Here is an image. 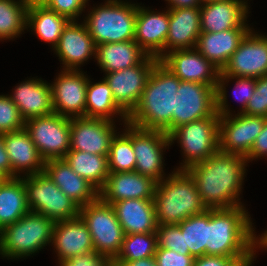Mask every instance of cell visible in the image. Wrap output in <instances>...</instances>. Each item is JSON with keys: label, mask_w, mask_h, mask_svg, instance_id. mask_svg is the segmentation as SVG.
<instances>
[{"label": "cell", "mask_w": 267, "mask_h": 266, "mask_svg": "<svg viewBox=\"0 0 267 266\" xmlns=\"http://www.w3.org/2000/svg\"><path fill=\"white\" fill-rule=\"evenodd\" d=\"M118 0L93 8L84 24L95 45L134 40L137 7Z\"/></svg>", "instance_id": "cell-6"}, {"label": "cell", "mask_w": 267, "mask_h": 266, "mask_svg": "<svg viewBox=\"0 0 267 266\" xmlns=\"http://www.w3.org/2000/svg\"><path fill=\"white\" fill-rule=\"evenodd\" d=\"M90 82L88 80L86 89L85 117L113 121L112 116L118 113L126 124L128 115L114 101L112 90L106 80L103 79L95 84Z\"/></svg>", "instance_id": "cell-34"}, {"label": "cell", "mask_w": 267, "mask_h": 266, "mask_svg": "<svg viewBox=\"0 0 267 266\" xmlns=\"http://www.w3.org/2000/svg\"><path fill=\"white\" fill-rule=\"evenodd\" d=\"M21 179L26 188L30 211L40 213L55 222L79 216L80 207L44 171Z\"/></svg>", "instance_id": "cell-7"}, {"label": "cell", "mask_w": 267, "mask_h": 266, "mask_svg": "<svg viewBox=\"0 0 267 266\" xmlns=\"http://www.w3.org/2000/svg\"><path fill=\"white\" fill-rule=\"evenodd\" d=\"M69 22L67 17L47 8L42 3H33L28 6L26 26L34 30L41 40L52 43L54 48Z\"/></svg>", "instance_id": "cell-32"}, {"label": "cell", "mask_w": 267, "mask_h": 266, "mask_svg": "<svg viewBox=\"0 0 267 266\" xmlns=\"http://www.w3.org/2000/svg\"><path fill=\"white\" fill-rule=\"evenodd\" d=\"M154 257L158 266H193L195 260L190 254H180L158 246Z\"/></svg>", "instance_id": "cell-44"}, {"label": "cell", "mask_w": 267, "mask_h": 266, "mask_svg": "<svg viewBox=\"0 0 267 266\" xmlns=\"http://www.w3.org/2000/svg\"><path fill=\"white\" fill-rule=\"evenodd\" d=\"M216 85L180 81L175 94L172 131L180 125L198 121L216 112Z\"/></svg>", "instance_id": "cell-11"}, {"label": "cell", "mask_w": 267, "mask_h": 266, "mask_svg": "<svg viewBox=\"0 0 267 266\" xmlns=\"http://www.w3.org/2000/svg\"><path fill=\"white\" fill-rule=\"evenodd\" d=\"M267 155V117L265 118V125L261 133L255 139V142L250 152L245 156L246 160H254V158Z\"/></svg>", "instance_id": "cell-47"}, {"label": "cell", "mask_w": 267, "mask_h": 266, "mask_svg": "<svg viewBox=\"0 0 267 266\" xmlns=\"http://www.w3.org/2000/svg\"><path fill=\"white\" fill-rule=\"evenodd\" d=\"M87 2L88 0H44L42 4L67 17L70 21H75V18L82 13Z\"/></svg>", "instance_id": "cell-43"}, {"label": "cell", "mask_w": 267, "mask_h": 266, "mask_svg": "<svg viewBox=\"0 0 267 266\" xmlns=\"http://www.w3.org/2000/svg\"><path fill=\"white\" fill-rule=\"evenodd\" d=\"M30 211L21 177L7 178L0 184V231Z\"/></svg>", "instance_id": "cell-31"}, {"label": "cell", "mask_w": 267, "mask_h": 266, "mask_svg": "<svg viewBox=\"0 0 267 266\" xmlns=\"http://www.w3.org/2000/svg\"><path fill=\"white\" fill-rule=\"evenodd\" d=\"M157 248V234L134 233L127 234L121 249L113 261H133L154 256Z\"/></svg>", "instance_id": "cell-38"}, {"label": "cell", "mask_w": 267, "mask_h": 266, "mask_svg": "<svg viewBox=\"0 0 267 266\" xmlns=\"http://www.w3.org/2000/svg\"><path fill=\"white\" fill-rule=\"evenodd\" d=\"M113 264L114 266H158L154 256L133 261H113Z\"/></svg>", "instance_id": "cell-49"}, {"label": "cell", "mask_w": 267, "mask_h": 266, "mask_svg": "<svg viewBox=\"0 0 267 266\" xmlns=\"http://www.w3.org/2000/svg\"><path fill=\"white\" fill-rule=\"evenodd\" d=\"M7 177L0 171V184L3 183Z\"/></svg>", "instance_id": "cell-54"}, {"label": "cell", "mask_w": 267, "mask_h": 266, "mask_svg": "<svg viewBox=\"0 0 267 266\" xmlns=\"http://www.w3.org/2000/svg\"><path fill=\"white\" fill-rule=\"evenodd\" d=\"M25 121L10 96L0 95V133L16 132L24 129Z\"/></svg>", "instance_id": "cell-40"}, {"label": "cell", "mask_w": 267, "mask_h": 266, "mask_svg": "<svg viewBox=\"0 0 267 266\" xmlns=\"http://www.w3.org/2000/svg\"><path fill=\"white\" fill-rule=\"evenodd\" d=\"M55 223L40 213L29 211L0 231V255L14 259L37 253L52 242Z\"/></svg>", "instance_id": "cell-5"}, {"label": "cell", "mask_w": 267, "mask_h": 266, "mask_svg": "<svg viewBox=\"0 0 267 266\" xmlns=\"http://www.w3.org/2000/svg\"><path fill=\"white\" fill-rule=\"evenodd\" d=\"M44 0H26L28 4H33V3H42Z\"/></svg>", "instance_id": "cell-52"}, {"label": "cell", "mask_w": 267, "mask_h": 266, "mask_svg": "<svg viewBox=\"0 0 267 266\" xmlns=\"http://www.w3.org/2000/svg\"><path fill=\"white\" fill-rule=\"evenodd\" d=\"M251 116L267 117V75L256 78V88L246 109L241 112Z\"/></svg>", "instance_id": "cell-42"}, {"label": "cell", "mask_w": 267, "mask_h": 266, "mask_svg": "<svg viewBox=\"0 0 267 266\" xmlns=\"http://www.w3.org/2000/svg\"><path fill=\"white\" fill-rule=\"evenodd\" d=\"M44 172L79 207L92 203L99 198V191L75 173L64 159L45 161Z\"/></svg>", "instance_id": "cell-23"}, {"label": "cell", "mask_w": 267, "mask_h": 266, "mask_svg": "<svg viewBox=\"0 0 267 266\" xmlns=\"http://www.w3.org/2000/svg\"><path fill=\"white\" fill-rule=\"evenodd\" d=\"M52 243L58 252L59 264L84 253L95 252L91 234L80 216L57 221Z\"/></svg>", "instance_id": "cell-24"}, {"label": "cell", "mask_w": 267, "mask_h": 266, "mask_svg": "<svg viewBox=\"0 0 267 266\" xmlns=\"http://www.w3.org/2000/svg\"><path fill=\"white\" fill-rule=\"evenodd\" d=\"M251 28H234L221 32H201L196 50L220 70L227 64Z\"/></svg>", "instance_id": "cell-27"}, {"label": "cell", "mask_w": 267, "mask_h": 266, "mask_svg": "<svg viewBox=\"0 0 267 266\" xmlns=\"http://www.w3.org/2000/svg\"><path fill=\"white\" fill-rule=\"evenodd\" d=\"M180 81L158 61L137 106L128 115L127 123L145 130H161L169 135L172 132L175 94Z\"/></svg>", "instance_id": "cell-2"}, {"label": "cell", "mask_w": 267, "mask_h": 266, "mask_svg": "<svg viewBox=\"0 0 267 266\" xmlns=\"http://www.w3.org/2000/svg\"><path fill=\"white\" fill-rule=\"evenodd\" d=\"M80 70H63L51 84L52 107L56 114L85 117L88 78ZM72 114V115H71Z\"/></svg>", "instance_id": "cell-17"}, {"label": "cell", "mask_w": 267, "mask_h": 266, "mask_svg": "<svg viewBox=\"0 0 267 266\" xmlns=\"http://www.w3.org/2000/svg\"><path fill=\"white\" fill-rule=\"evenodd\" d=\"M70 126L71 118L56 113L28 119L24 124L45 161L65 157L70 150Z\"/></svg>", "instance_id": "cell-10"}, {"label": "cell", "mask_w": 267, "mask_h": 266, "mask_svg": "<svg viewBox=\"0 0 267 266\" xmlns=\"http://www.w3.org/2000/svg\"><path fill=\"white\" fill-rule=\"evenodd\" d=\"M3 141L11 163L12 178L18 177L17 174L20 171L26 170L27 176L44 171L45 160L41 157L25 128L16 132L4 133Z\"/></svg>", "instance_id": "cell-25"}, {"label": "cell", "mask_w": 267, "mask_h": 266, "mask_svg": "<svg viewBox=\"0 0 267 266\" xmlns=\"http://www.w3.org/2000/svg\"><path fill=\"white\" fill-rule=\"evenodd\" d=\"M169 1L170 7L168 9L178 8H200L202 6L200 0H166Z\"/></svg>", "instance_id": "cell-50"}, {"label": "cell", "mask_w": 267, "mask_h": 266, "mask_svg": "<svg viewBox=\"0 0 267 266\" xmlns=\"http://www.w3.org/2000/svg\"><path fill=\"white\" fill-rule=\"evenodd\" d=\"M158 58L146 56L138 65L106 73L116 104L129 115L137 106Z\"/></svg>", "instance_id": "cell-12"}, {"label": "cell", "mask_w": 267, "mask_h": 266, "mask_svg": "<svg viewBox=\"0 0 267 266\" xmlns=\"http://www.w3.org/2000/svg\"><path fill=\"white\" fill-rule=\"evenodd\" d=\"M112 207L125 235L156 232L158 224L153 199H126L114 202Z\"/></svg>", "instance_id": "cell-29"}, {"label": "cell", "mask_w": 267, "mask_h": 266, "mask_svg": "<svg viewBox=\"0 0 267 266\" xmlns=\"http://www.w3.org/2000/svg\"><path fill=\"white\" fill-rule=\"evenodd\" d=\"M79 216L87 225L95 252L114 259L121 249L125 232L112 205L98 198L80 207Z\"/></svg>", "instance_id": "cell-9"}, {"label": "cell", "mask_w": 267, "mask_h": 266, "mask_svg": "<svg viewBox=\"0 0 267 266\" xmlns=\"http://www.w3.org/2000/svg\"><path fill=\"white\" fill-rule=\"evenodd\" d=\"M200 1L203 5V4L212 3V2H216V1H222V0H200Z\"/></svg>", "instance_id": "cell-53"}, {"label": "cell", "mask_w": 267, "mask_h": 266, "mask_svg": "<svg viewBox=\"0 0 267 266\" xmlns=\"http://www.w3.org/2000/svg\"><path fill=\"white\" fill-rule=\"evenodd\" d=\"M113 125V121L106 119L71 117L70 150L108 156L116 134Z\"/></svg>", "instance_id": "cell-16"}, {"label": "cell", "mask_w": 267, "mask_h": 266, "mask_svg": "<svg viewBox=\"0 0 267 266\" xmlns=\"http://www.w3.org/2000/svg\"><path fill=\"white\" fill-rule=\"evenodd\" d=\"M254 257H222L201 256L196 257L193 266H251Z\"/></svg>", "instance_id": "cell-45"}, {"label": "cell", "mask_w": 267, "mask_h": 266, "mask_svg": "<svg viewBox=\"0 0 267 266\" xmlns=\"http://www.w3.org/2000/svg\"><path fill=\"white\" fill-rule=\"evenodd\" d=\"M219 118L215 112L207 118L180 125L169 134L171 144L178 140L185 154L180 170L203 162L219 150Z\"/></svg>", "instance_id": "cell-8"}, {"label": "cell", "mask_w": 267, "mask_h": 266, "mask_svg": "<svg viewBox=\"0 0 267 266\" xmlns=\"http://www.w3.org/2000/svg\"><path fill=\"white\" fill-rule=\"evenodd\" d=\"M15 88L14 95L10 97L24 121L54 113L50 84L40 79H30Z\"/></svg>", "instance_id": "cell-26"}, {"label": "cell", "mask_w": 267, "mask_h": 266, "mask_svg": "<svg viewBox=\"0 0 267 266\" xmlns=\"http://www.w3.org/2000/svg\"><path fill=\"white\" fill-rule=\"evenodd\" d=\"M178 226L184 234L185 249L194 258L207 255L208 209L199 215L188 217Z\"/></svg>", "instance_id": "cell-35"}, {"label": "cell", "mask_w": 267, "mask_h": 266, "mask_svg": "<svg viewBox=\"0 0 267 266\" xmlns=\"http://www.w3.org/2000/svg\"><path fill=\"white\" fill-rule=\"evenodd\" d=\"M168 32L169 10L156 14L145 7H137L134 40L148 56L160 61L166 55L165 43Z\"/></svg>", "instance_id": "cell-19"}, {"label": "cell", "mask_w": 267, "mask_h": 266, "mask_svg": "<svg viewBox=\"0 0 267 266\" xmlns=\"http://www.w3.org/2000/svg\"><path fill=\"white\" fill-rule=\"evenodd\" d=\"M26 0H0V39L17 37L27 28Z\"/></svg>", "instance_id": "cell-37"}, {"label": "cell", "mask_w": 267, "mask_h": 266, "mask_svg": "<svg viewBox=\"0 0 267 266\" xmlns=\"http://www.w3.org/2000/svg\"><path fill=\"white\" fill-rule=\"evenodd\" d=\"M169 174L157 182L154 191V206L158 225L179 224L188 217L207 210L201 200L197 185L187 170Z\"/></svg>", "instance_id": "cell-4"}, {"label": "cell", "mask_w": 267, "mask_h": 266, "mask_svg": "<svg viewBox=\"0 0 267 266\" xmlns=\"http://www.w3.org/2000/svg\"><path fill=\"white\" fill-rule=\"evenodd\" d=\"M171 145L169 135L161 130H145L132 125V146L136 157L134 171L152 178L163 180V148Z\"/></svg>", "instance_id": "cell-15"}, {"label": "cell", "mask_w": 267, "mask_h": 266, "mask_svg": "<svg viewBox=\"0 0 267 266\" xmlns=\"http://www.w3.org/2000/svg\"><path fill=\"white\" fill-rule=\"evenodd\" d=\"M247 3L242 0H222L200 7L201 32H221L234 28H249L245 23ZM246 24V25H245Z\"/></svg>", "instance_id": "cell-21"}, {"label": "cell", "mask_w": 267, "mask_h": 266, "mask_svg": "<svg viewBox=\"0 0 267 266\" xmlns=\"http://www.w3.org/2000/svg\"><path fill=\"white\" fill-rule=\"evenodd\" d=\"M236 78V85L234 86L235 93H238V98L236 99L241 101L242 103V110L240 112H243L247 104L252 97V94L255 91L256 88V78H250V77H232V76H219L218 82L216 85V112L219 114V116H227L231 115L228 106H227V97H226V88H225V81L227 82L228 79H234ZM234 93V92H233ZM237 94H234V96Z\"/></svg>", "instance_id": "cell-39"}, {"label": "cell", "mask_w": 267, "mask_h": 266, "mask_svg": "<svg viewBox=\"0 0 267 266\" xmlns=\"http://www.w3.org/2000/svg\"><path fill=\"white\" fill-rule=\"evenodd\" d=\"M72 170L98 191L104 186L109 175L108 156L69 150L63 158Z\"/></svg>", "instance_id": "cell-33"}, {"label": "cell", "mask_w": 267, "mask_h": 266, "mask_svg": "<svg viewBox=\"0 0 267 266\" xmlns=\"http://www.w3.org/2000/svg\"><path fill=\"white\" fill-rule=\"evenodd\" d=\"M257 239H258L257 240V247L259 245V248H260V246L267 248V231L261 237H259Z\"/></svg>", "instance_id": "cell-51"}, {"label": "cell", "mask_w": 267, "mask_h": 266, "mask_svg": "<svg viewBox=\"0 0 267 266\" xmlns=\"http://www.w3.org/2000/svg\"><path fill=\"white\" fill-rule=\"evenodd\" d=\"M201 34L200 8L169 9V32L166 38L165 50L195 48Z\"/></svg>", "instance_id": "cell-28"}, {"label": "cell", "mask_w": 267, "mask_h": 266, "mask_svg": "<svg viewBox=\"0 0 267 266\" xmlns=\"http://www.w3.org/2000/svg\"><path fill=\"white\" fill-rule=\"evenodd\" d=\"M60 266H114L113 259L96 252H87L60 263Z\"/></svg>", "instance_id": "cell-46"}, {"label": "cell", "mask_w": 267, "mask_h": 266, "mask_svg": "<svg viewBox=\"0 0 267 266\" xmlns=\"http://www.w3.org/2000/svg\"><path fill=\"white\" fill-rule=\"evenodd\" d=\"M264 75H267V36L250 30L219 76L260 78Z\"/></svg>", "instance_id": "cell-14"}, {"label": "cell", "mask_w": 267, "mask_h": 266, "mask_svg": "<svg viewBox=\"0 0 267 266\" xmlns=\"http://www.w3.org/2000/svg\"><path fill=\"white\" fill-rule=\"evenodd\" d=\"M55 52L64 64V70H77L78 65L96 56V45L85 24L70 21L63 29Z\"/></svg>", "instance_id": "cell-22"}, {"label": "cell", "mask_w": 267, "mask_h": 266, "mask_svg": "<svg viewBox=\"0 0 267 266\" xmlns=\"http://www.w3.org/2000/svg\"><path fill=\"white\" fill-rule=\"evenodd\" d=\"M147 54L135 40L104 43L96 46V60L105 73L138 65Z\"/></svg>", "instance_id": "cell-30"}, {"label": "cell", "mask_w": 267, "mask_h": 266, "mask_svg": "<svg viewBox=\"0 0 267 266\" xmlns=\"http://www.w3.org/2000/svg\"><path fill=\"white\" fill-rule=\"evenodd\" d=\"M156 184L136 171L109 173L99 198L111 205L126 199H153Z\"/></svg>", "instance_id": "cell-20"}, {"label": "cell", "mask_w": 267, "mask_h": 266, "mask_svg": "<svg viewBox=\"0 0 267 266\" xmlns=\"http://www.w3.org/2000/svg\"><path fill=\"white\" fill-rule=\"evenodd\" d=\"M232 116L219 118V150L246 156L263 130L265 117L241 112L235 118Z\"/></svg>", "instance_id": "cell-13"}, {"label": "cell", "mask_w": 267, "mask_h": 266, "mask_svg": "<svg viewBox=\"0 0 267 266\" xmlns=\"http://www.w3.org/2000/svg\"><path fill=\"white\" fill-rule=\"evenodd\" d=\"M0 171L7 177L12 178V168L9 155L4 146L3 134L0 133Z\"/></svg>", "instance_id": "cell-48"}, {"label": "cell", "mask_w": 267, "mask_h": 266, "mask_svg": "<svg viewBox=\"0 0 267 266\" xmlns=\"http://www.w3.org/2000/svg\"><path fill=\"white\" fill-rule=\"evenodd\" d=\"M246 162L243 155L218 150L203 162L187 169L207 209L243 206L238 198Z\"/></svg>", "instance_id": "cell-1"}, {"label": "cell", "mask_w": 267, "mask_h": 266, "mask_svg": "<svg viewBox=\"0 0 267 266\" xmlns=\"http://www.w3.org/2000/svg\"><path fill=\"white\" fill-rule=\"evenodd\" d=\"M243 206L208 209L207 256L254 257L252 222Z\"/></svg>", "instance_id": "cell-3"}, {"label": "cell", "mask_w": 267, "mask_h": 266, "mask_svg": "<svg viewBox=\"0 0 267 266\" xmlns=\"http://www.w3.org/2000/svg\"><path fill=\"white\" fill-rule=\"evenodd\" d=\"M160 62L181 81L217 85L221 70L196 48L166 52Z\"/></svg>", "instance_id": "cell-18"}, {"label": "cell", "mask_w": 267, "mask_h": 266, "mask_svg": "<svg viewBox=\"0 0 267 266\" xmlns=\"http://www.w3.org/2000/svg\"><path fill=\"white\" fill-rule=\"evenodd\" d=\"M125 133L113 137L108 155L109 173L134 171L136 157L132 146V125L125 124Z\"/></svg>", "instance_id": "cell-36"}, {"label": "cell", "mask_w": 267, "mask_h": 266, "mask_svg": "<svg viewBox=\"0 0 267 266\" xmlns=\"http://www.w3.org/2000/svg\"><path fill=\"white\" fill-rule=\"evenodd\" d=\"M157 246L173 250L180 254H190L189 249H185L184 234H182L178 224L158 225Z\"/></svg>", "instance_id": "cell-41"}]
</instances>
